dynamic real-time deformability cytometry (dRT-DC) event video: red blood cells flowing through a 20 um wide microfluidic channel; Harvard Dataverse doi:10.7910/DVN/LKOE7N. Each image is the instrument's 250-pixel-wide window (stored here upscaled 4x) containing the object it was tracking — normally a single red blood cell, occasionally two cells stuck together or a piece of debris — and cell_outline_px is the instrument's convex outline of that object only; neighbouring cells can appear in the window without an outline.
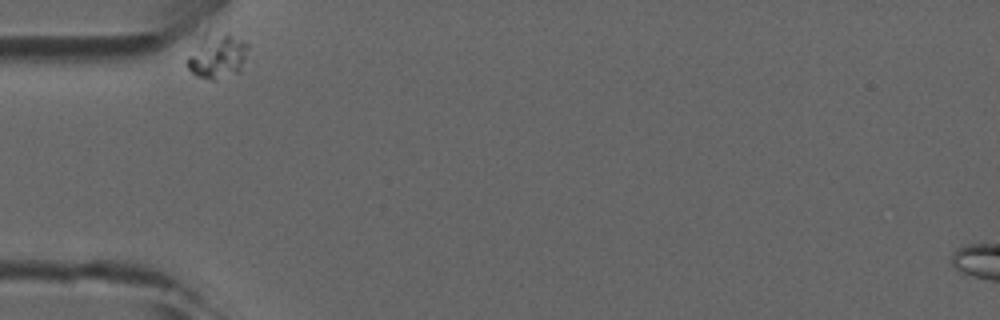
{"species": "common noctule bat (a hibernating species)", "species_latin": "Nyctalus noctula", "temperature_condition": "room temperature", "stored_images_in_passage": 31, "camera_frame_rate_fps": 3000, "um_per_image_px": 0.085, "animal": {"sex": "male", "forearm_length_mm": 52.5}, "frame": {"image": 1, "passage_image": 1, "time_ms": 0.0, "image_size_px": [1000, 320], "cell_outline_px": [[248, 48], [240, 72], [212, 80], [196, 76], [184, 64], [184, 60], [208, 24], [228, 32], [248, 44]], "centroid_in_image_um": [18.39, 4.62], "position_along_channel_um": 66.6, "area_um2": 17.11}}
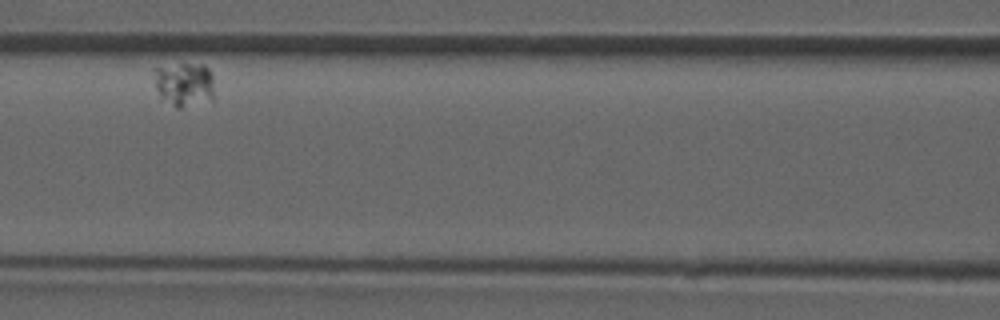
{"frame": {"image": 2, "passage_image": 10, "time_ms": 3.0, "image_size_px": [1000, 320], "cell_outline_px": [[212, 100], [180, 108], [176, 108], [160, 96], [156, 88], [156, 68], [180, 64], [200, 64], [208, 68], [212, 76]], "centroid_in_image_um": [15.68, 7.18], "position_along_channel_um": 150.9, "area_um2": 15.03}}
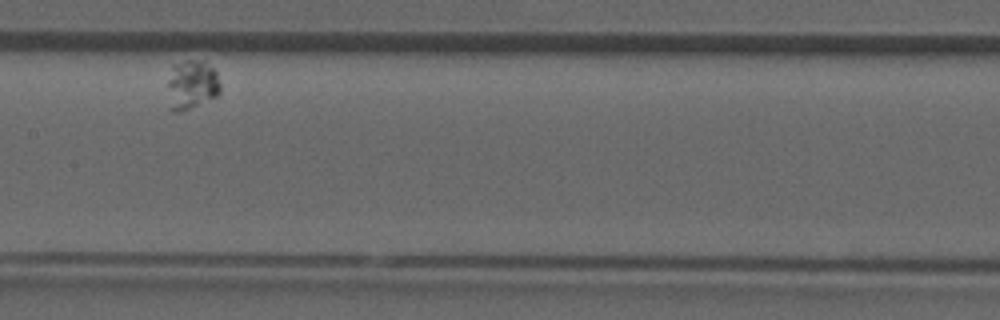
{"frame": {"image": 3, "passage_image": 14, "time_ms": 4.333, "image_size_px": [1000, 320], "cell_outline_px": [[220, 92], [216, 96], [188, 108], [176, 112], [172, 112], [168, 108], [168, 80], [172, 64], [184, 60], [204, 60], [216, 72], [220, 84]], "centroid_in_image_um": [16.26, 7.17], "position_along_channel_um": 191.1, "area_um2": 15.2}}